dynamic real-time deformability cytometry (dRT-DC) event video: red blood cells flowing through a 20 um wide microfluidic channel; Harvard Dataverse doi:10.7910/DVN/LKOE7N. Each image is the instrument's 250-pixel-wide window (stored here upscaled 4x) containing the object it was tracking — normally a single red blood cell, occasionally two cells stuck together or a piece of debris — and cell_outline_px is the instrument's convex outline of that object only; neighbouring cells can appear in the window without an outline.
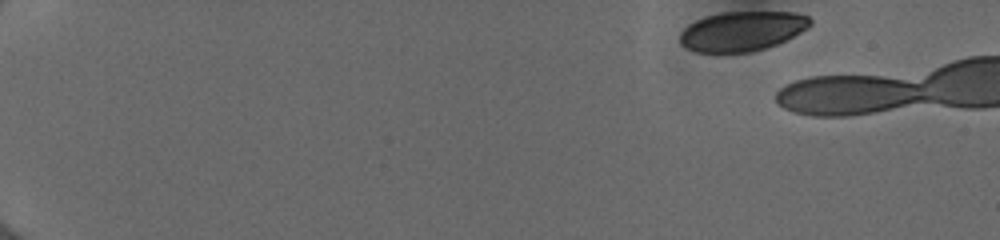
{"species": "human", "species_latin": "Homo sapiens", "temperature_condition": "cold", "stored_images_in_passage": 9, "camera_frame_rate_fps": 3000, "um_per_image_px": 0.085, "donor": {"sex": "female"}, "frame": {"image": 1, "passage_image": 1, "time_ms": 0.0, "image_size_px": [1000, 240], "cell_outline_px": [[812, 24], [808, 28], [776, 44], [752, 52], [696, 52], [680, 44], [680, 32], [688, 24], [696, 20], [708, 16], [724, 12], [792, 12], [808, 16], [812, 20]], "centroid_in_image_um": [63.07, 2.64], "position_along_channel_um": 21.9, "area_um2": 29.88}}